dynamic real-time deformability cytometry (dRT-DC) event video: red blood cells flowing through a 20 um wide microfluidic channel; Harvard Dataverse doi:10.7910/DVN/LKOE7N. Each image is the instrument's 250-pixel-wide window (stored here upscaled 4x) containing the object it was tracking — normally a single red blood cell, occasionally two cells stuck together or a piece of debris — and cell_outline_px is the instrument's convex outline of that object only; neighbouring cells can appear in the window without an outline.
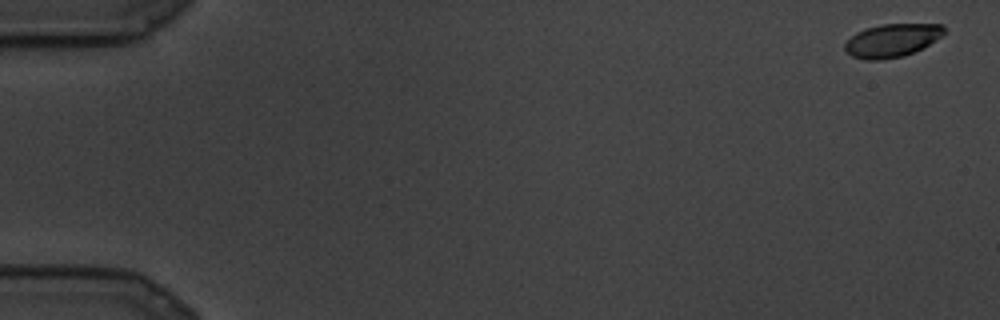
{"species": "common noctule bat (a hibernating species)", "species_latin": "Nyctalus noctula", "temperature_condition": "cold", "stored_images_in_passage": 16, "camera_frame_rate_fps": 3000, "um_per_image_px": 0.085, "animal": {"sex": "male", "body_mass_g": 19.5, "forearm_length_mm": 54.6}, "frame": {"image": 1, "passage_image": 1, "time_ms": 0.0, "image_size_px": [1000, 320], "cell_outline_px": [[944, 32], [936, 40], [904, 56], [880, 60], [864, 60], [852, 56], [844, 48], [844, 44], [856, 32], [880, 24], [944, 24]], "centroid_in_image_um": [75.8, 3.43], "position_along_channel_um": 9.2, "area_um2": 18.96}}